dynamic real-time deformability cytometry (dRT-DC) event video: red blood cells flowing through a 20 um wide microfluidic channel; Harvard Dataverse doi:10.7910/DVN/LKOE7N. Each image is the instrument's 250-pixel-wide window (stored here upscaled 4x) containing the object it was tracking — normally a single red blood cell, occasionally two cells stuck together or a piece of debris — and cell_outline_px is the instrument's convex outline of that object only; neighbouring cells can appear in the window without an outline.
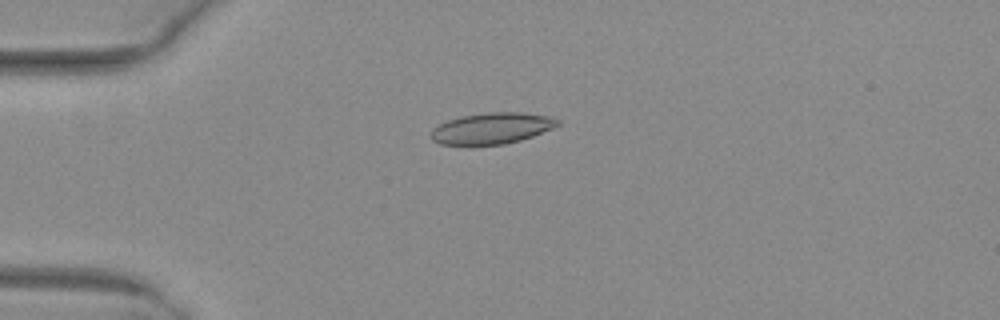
{"species": "common noctule bat (a hibernating species)", "species_latin": "Nyctalus noctula", "temperature_condition": "warm", "stored_images_in_passage": 43, "camera_frame_rate_fps": 3000, "um_per_image_px": 0.085, "animal": {"sex": "female", "body_mass_g": 29.2, "forearm_length_mm": 56.3}, "frame": {"image": 1, "passage_image": 5, "time_ms": 1.333, "image_size_px": [1000, 320], "cell_outline_px": [[560, 124], [552, 128], [532, 136], [520, 140], [504, 144], [472, 148], [468, 148], [440, 144], [432, 140], [428, 136], [432, 128], [448, 120], [460, 116], [488, 112], [520, 112], [552, 116], [560, 120]], "centroid_in_image_um": [41.72, 10.95], "position_along_channel_um": 43.3, "area_um2": 23.99}}
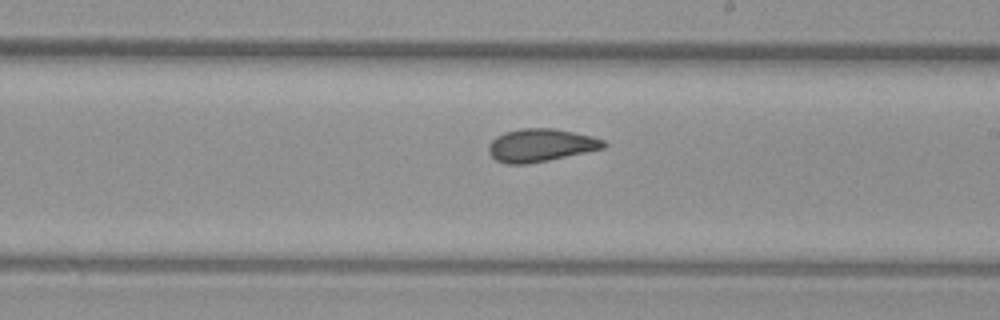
{"frame": {"image": 2, "passage_image": 22, "time_ms": 7.0, "image_size_px": [1000, 320], "cell_outline_px": [[608, 144], [604, 148], [548, 160], [528, 164], [504, 164], [496, 160], [488, 152], [488, 144], [496, 136], [504, 132], [520, 128], [556, 128], [592, 136], [604, 140]], "centroid_in_image_um": [45.94, 12.34], "position_along_channel_um": 243.1, "area_um2": 22.2}}
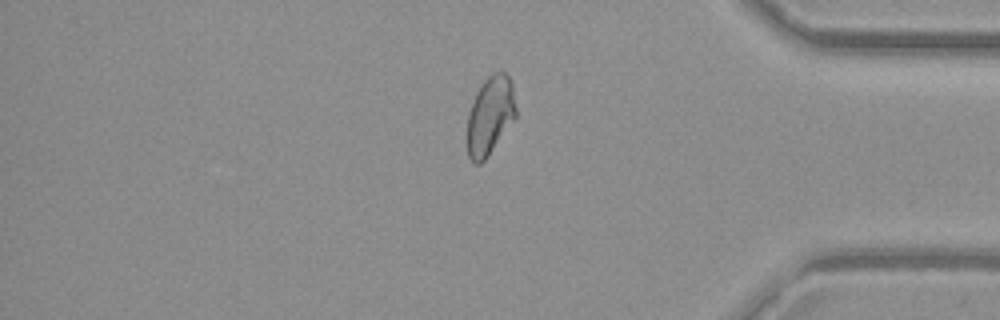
{"frame": {"image": 3, "passage_image": 35, "time_ms": 11.333, "image_size_px": [1000, 320], "cell_outline_px": [[516, 116], [484, 160], [480, 164], [476, 164], [468, 156], [468, 112], [476, 92], [484, 80], [492, 72], [504, 72], [508, 76], [512, 84], [516, 108]], "centroid_in_image_um": [41.65, 9.78], "position_along_channel_um": 393.5, "area_um2": 21.85}, "authors_computed_cell_mechanics": {"area_um2": 22.4264, "velocity_mm_per_s": 4.0249, "shape_relaxation_time_tau1_ms": null, "shape_relaxation_time_tau2_ms": 1.5015, "deformation_change_tau1": null, "deformation_change_tau2": 0.0637}}